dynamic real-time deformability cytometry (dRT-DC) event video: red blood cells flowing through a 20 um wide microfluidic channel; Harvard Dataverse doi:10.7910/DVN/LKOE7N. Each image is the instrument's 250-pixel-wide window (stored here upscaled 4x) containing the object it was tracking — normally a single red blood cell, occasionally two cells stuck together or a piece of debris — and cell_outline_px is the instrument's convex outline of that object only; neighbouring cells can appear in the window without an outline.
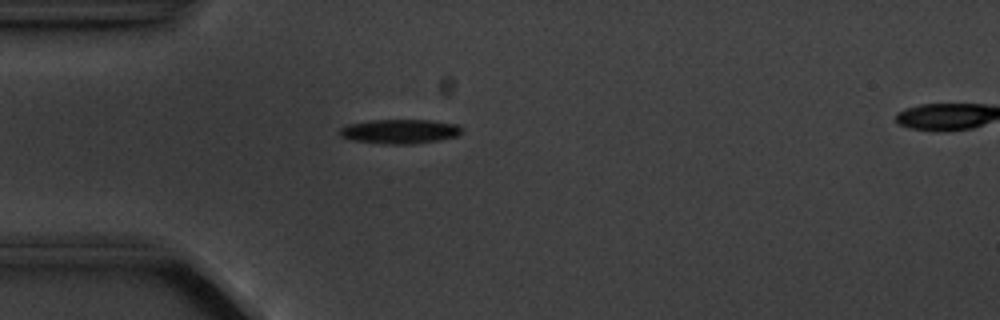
{"species": "common noctule bat (a hibernating species)", "species_latin": "Nyctalus noctula", "temperature_condition": "cold", "stored_images_in_passage": 2, "camera_frame_rate_fps": 3000, "um_per_image_px": 0.085, "animal": {"sex": "male", "body_mass_g": 20.1, "forearm_length_mm": 53.5}, "frame": {"image": 1, "passage_image": 1, "time_ms": 0.0, "image_size_px": [1000, 320], "cell_outline_px": [[464, 132], [456, 136], [440, 140], [412, 144], [388, 144], [356, 140], [340, 136], [336, 132], [340, 128], [348, 124], [372, 120], [432, 120], [460, 124], [464, 128]], "centroid_in_image_um": [34.05, 11.16], "position_along_channel_um": 50.9, "area_um2": 17.51}}